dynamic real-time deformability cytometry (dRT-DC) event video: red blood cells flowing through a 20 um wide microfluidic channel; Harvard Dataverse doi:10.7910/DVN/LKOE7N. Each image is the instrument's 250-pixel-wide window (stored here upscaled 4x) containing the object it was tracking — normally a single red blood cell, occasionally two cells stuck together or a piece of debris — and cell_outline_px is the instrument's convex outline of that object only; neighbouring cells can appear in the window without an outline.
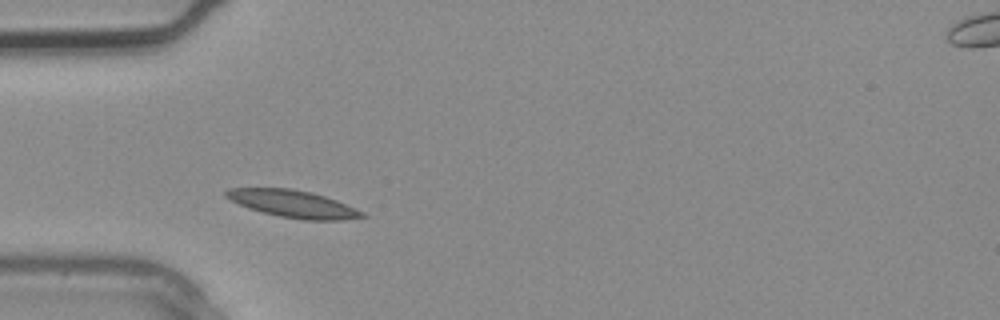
{"species": "common noctule bat (a hibernating species)", "species_latin": "Nyctalus noctula", "temperature_condition": "warm", "stored_images_in_passage": 2, "camera_frame_rate_fps": 3000, "um_per_image_px": 0.085, "animal": {"sex": "male", "body_mass_g": 20.4}, "frame": {"image": 1, "passage_image": 2, "time_ms": 0.333, "image_size_px": [1000, 320], "cell_outline_px": [[368, 216], [340, 220], [304, 220], [280, 216], [248, 208], [224, 196], [224, 192], [228, 188], [292, 188], [312, 192], [336, 200], [364, 212]], "centroid_in_image_um": [24.91, 17.32], "position_along_channel_um": 60.1, "area_um2": 21.44}}